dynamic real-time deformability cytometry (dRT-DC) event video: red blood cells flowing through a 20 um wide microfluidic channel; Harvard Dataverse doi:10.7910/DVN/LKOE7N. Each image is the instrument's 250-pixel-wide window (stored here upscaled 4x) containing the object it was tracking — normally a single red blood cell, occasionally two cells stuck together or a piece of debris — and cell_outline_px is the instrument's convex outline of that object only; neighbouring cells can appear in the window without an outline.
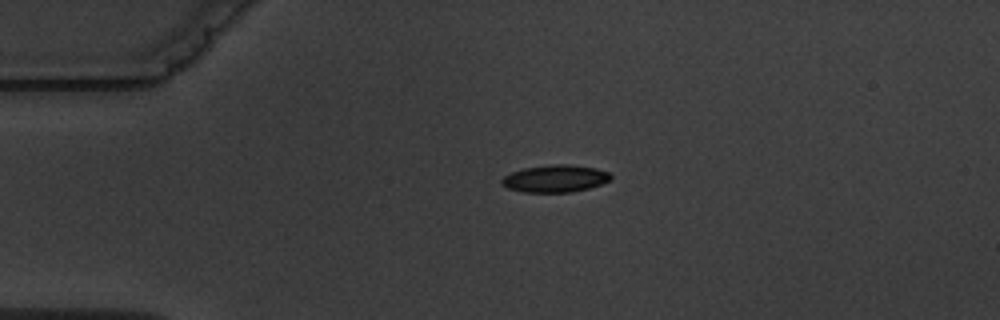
{"species": "common noctule bat (a hibernating species)", "species_latin": "Nyctalus noctula", "temperature_condition": "warm", "stored_images_in_passage": 4, "camera_frame_rate_fps": 3000, "um_per_image_px": 0.085, "animal": {"sex": "male", "body_mass_g": 19.5, "forearm_length_mm": 54.6}, "frame": {"image": 1, "passage_image": 4, "time_ms": 3.667, "image_size_px": [1000, 320], "cell_outline_px": [[612, 176], [608, 180], [600, 184], [588, 188], [572, 192], [524, 192], [508, 188], [500, 184], [500, 180], [504, 176], [512, 172], [524, 168], [552, 164], [568, 164], [596, 168], [608, 172]], "centroid_in_image_um": [47.16, 15.17], "position_along_channel_um": 37.8, "area_um2": 17.22}}